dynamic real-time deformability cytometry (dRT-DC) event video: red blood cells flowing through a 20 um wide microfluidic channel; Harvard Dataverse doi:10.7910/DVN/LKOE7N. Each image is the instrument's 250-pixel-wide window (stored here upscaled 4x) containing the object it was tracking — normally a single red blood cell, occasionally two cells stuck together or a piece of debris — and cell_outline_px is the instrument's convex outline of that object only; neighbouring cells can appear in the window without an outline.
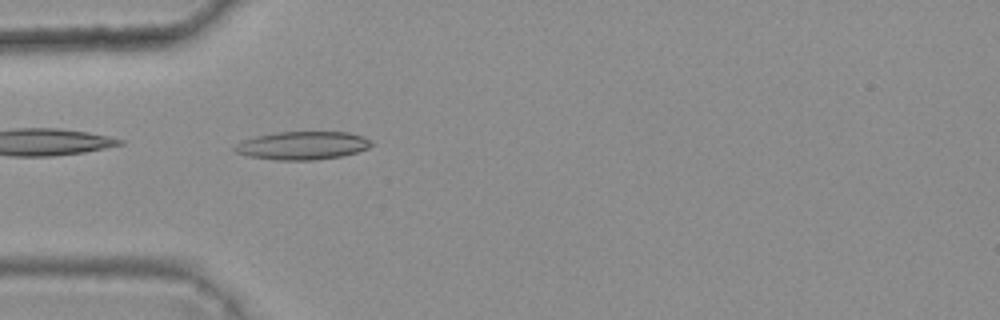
{"species": "common noctule bat (a hibernating species)", "species_latin": "Nyctalus noctula", "temperature_condition": "warm", "stored_images_in_passage": 5, "camera_frame_rate_fps": 3000, "um_per_image_px": 0.085, "animal": {"sex": "female", "body_mass_g": 25.1}, "frame": {"image": 1, "passage_image": 5, "time_ms": 1.333, "image_size_px": [1000, 320], "cell_outline_px": [[376, 144], [368, 148], [344, 156], [316, 160], [272, 160], [248, 156], [236, 152], [232, 148], [240, 140], [256, 136], [276, 132], [348, 132], [364, 136]], "centroid_in_image_um": [25.72, 12.37], "position_along_channel_um": 59.3, "area_um2": 22.77}}